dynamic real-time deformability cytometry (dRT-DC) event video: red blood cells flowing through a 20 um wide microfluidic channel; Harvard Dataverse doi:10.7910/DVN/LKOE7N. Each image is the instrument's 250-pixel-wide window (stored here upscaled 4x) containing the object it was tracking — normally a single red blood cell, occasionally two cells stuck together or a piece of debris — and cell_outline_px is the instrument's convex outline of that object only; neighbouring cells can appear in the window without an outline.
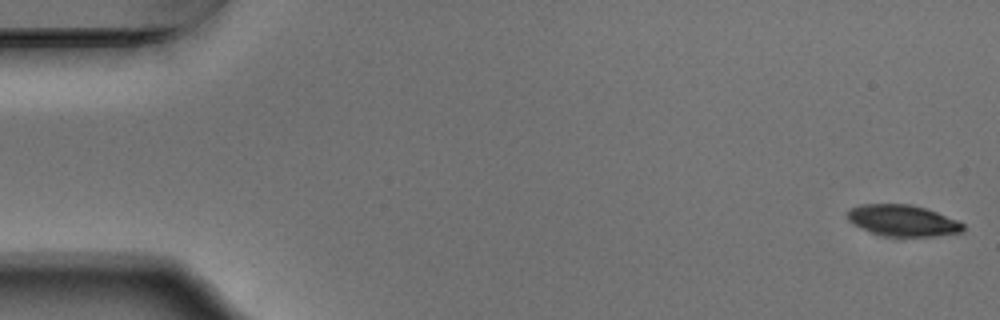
{"species": "Egyptian fruit bat (a non-hibernating species)", "species_latin": "Rousettus aegyptiacus", "temperature_condition": "warm", "stored_images_in_passage": 38, "camera_frame_rate_fps": 3000, "um_per_image_px": 0.085, "animal": {"sex": "male"}, "frame": {"image": 1, "passage_image": 1, "time_ms": 0.0, "image_size_px": [1000, 320], "cell_outline_px": [[964, 232], [932, 236], [884, 236], [860, 228], [848, 220], [848, 208], [860, 204], [912, 204], [936, 212], [956, 220], [964, 224]], "centroid_in_image_um": [76.71, 18.74], "position_along_channel_um": 8.3, "area_um2": 20.98}}
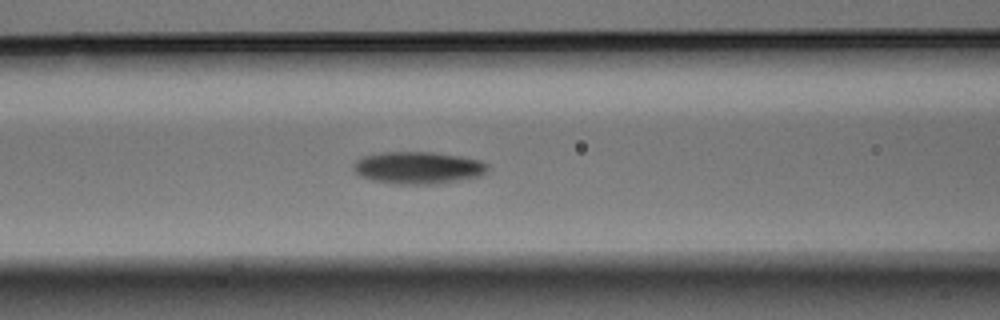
{"frame": {"image": 2, "passage_image": 22, "time_ms": 7.0, "image_size_px": [1000, 320], "cell_outline_px": [[488, 172], [480, 176], [440, 184], [396, 184], [372, 180], [360, 176], [352, 168], [352, 164], [360, 156], [380, 152], [432, 152], [460, 156], [480, 160], [488, 164]], "centroid_in_image_um": [35.52, 14.26], "position_along_channel_um": 131.1, "area_um2": 25.55}}
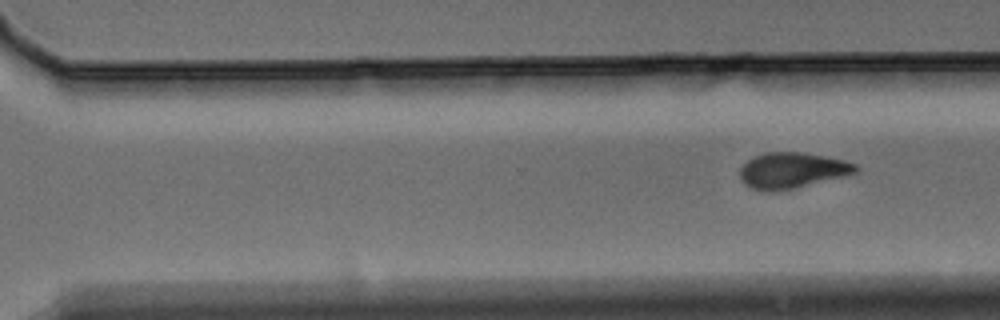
{"frame": {"image": 3, "passage_image": 38, "time_ms": 12.333, "image_size_px": [1000, 320], "cell_outline_px": [[856, 172], [792, 188], [764, 192], [760, 192], [744, 184], [740, 180], [740, 168], [752, 156], [764, 152], [804, 152], [844, 160], [856, 164]], "centroid_in_image_um": [67.23, 14.46], "position_along_channel_um": 303.4, "area_um2": 23.76}}